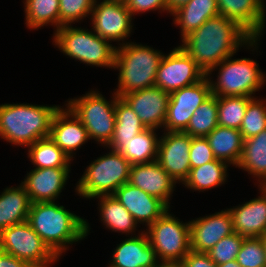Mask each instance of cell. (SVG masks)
<instances>
[{"instance_id":"83f0119b","label":"cell","mask_w":266,"mask_h":267,"mask_svg":"<svg viewBox=\"0 0 266 267\" xmlns=\"http://www.w3.org/2000/svg\"><path fill=\"white\" fill-rule=\"evenodd\" d=\"M206 138L216 159L237 166L240 161L244 139L240 130L217 126Z\"/></svg>"},{"instance_id":"7a4b0ae2","label":"cell","mask_w":266,"mask_h":267,"mask_svg":"<svg viewBox=\"0 0 266 267\" xmlns=\"http://www.w3.org/2000/svg\"><path fill=\"white\" fill-rule=\"evenodd\" d=\"M57 202L31 203L27 221L49 249L61 259L73 244L87 239L91 226L85 218Z\"/></svg>"},{"instance_id":"836d02e7","label":"cell","mask_w":266,"mask_h":267,"mask_svg":"<svg viewBox=\"0 0 266 267\" xmlns=\"http://www.w3.org/2000/svg\"><path fill=\"white\" fill-rule=\"evenodd\" d=\"M217 126V96L212 94L195 110L184 133L191 137H206Z\"/></svg>"},{"instance_id":"8d00e7d4","label":"cell","mask_w":266,"mask_h":267,"mask_svg":"<svg viewBox=\"0 0 266 267\" xmlns=\"http://www.w3.org/2000/svg\"><path fill=\"white\" fill-rule=\"evenodd\" d=\"M96 0H59V28L90 19Z\"/></svg>"},{"instance_id":"277c9868","label":"cell","mask_w":266,"mask_h":267,"mask_svg":"<svg viewBox=\"0 0 266 267\" xmlns=\"http://www.w3.org/2000/svg\"><path fill=\"white\" fill-rule=\"evenodd\" d=\"M164 54L159 49L134 41L116 47L113 69L119 73L114 93L122 97L155 86L157 70Z\"/></svg>"},{"instance_id":"f6af8a7d","label":"cell","mask_w":266,"mask_h":267,"mask_svg":"<svg viewBox=\"0 0 266 267\" xmlns=\"http://www.w3.org/2000/svg\"><path fill=\"white\" fill-rule=\"evenodd\" d=\"M155 267H183L181 262H158Z\"/></svg>"},{"instance_id":"f35d334b","label":"cell","mask_w":266,"mask_h":267,"mask_svg":"<svg viewBox=\"0 0 266 267\" xmlns=\"http://www.w3.org/2000/svg\"><path fill=\"white\" fill-rule=\"evenodd\" d=\"M244 238V236L234 232L222 238L207 254L217 265L236 260Z\"/></svg>"},{"instance_id":"ba28073f","label":"cell","mask_w":266,"mask_h":267,"mask_svg":"<svg viewBox=\"0 0 266 267\" xmlns=\"http://www.w3.org/2000/svg\"><path fill=\"white\" fill-rule=\"evenodd\" d=\"M99 90L92 89L80 97L69 98L65 105L82 122L90 140L106 146L113 136L116 113L115 102L118 97L114 91L110 99Z\"/></svg>"},{"instance_id":"d590c367","label":"cell","mask_w":266,"mask_h":267,"mask_svg":"<svg viewBox=\"0 0 266 267\" xmlns=\"http://www.w3.org/2000/svg\"><path fill=\"white\" fill-rule=\"evenodd\" d=\"M240 132L243 139H249L266 130V99L253 97L246 109Z\"/></svg>"},{"instance_id":"1f68e13d","label":"cell","mask_w":266,"mask_h":267,"mask_svg":"<svg viewBox=\"0 0 266 267\" xmlns=\"http://www.w3.org/2000/svg\"><path fill=\"white\" fill-rule=\"evenodd\" d=\"M26 149L28 161L34 168H71L72 161L50 136L39 139Z\"/></svg>"},{"instance_id":"603a6c76","label":"cell","mask_w":266,"mask_h":267,"mask_svg":"<svg viewBox=\"0 0 266 267\" xmlns=\"http://www.w3.org/2000/svg\"><path fill=\"white\" fill-rule=\"evenodd\" d=\"M116 244L106 267H155L158 259L145 231Z\"/></svg>"},{"instance_id":"3957f363","label":"cell","mask_w":266,"mask_h":267,"mask_svg":"<svg viewBox=\"0 0 266 267\" xmlns=\"http://www.w3.org/2000/svg\"><path fill=\"white\" fill-rule=\"evenodd\" d=\"M60 105L29 103L0 104V138L25 149L48 137L54 113Z\"/></svg>"},{"instance_id":"9c48e42d","label":"cell","mask_w":266,"mask_h":267,"mask_svg":"<svg viewBox=\"0 0 266 267\" xmlns=\"http://www.w3.org/2000/svg\"><path fill=\"white\" fill-rule=\"evenodd\" d=\"M167 210L144 231L159 262H181L191 250L190 223Z\"/></svg>"},{"instance_id":"e575fe53","label":"cell","mask_w":266,"mask_h":267,"mask_svg":"<svg viewBox=\"0 0 266 267\" xmlns=\"http://www.w3.org/2000/svg\"><path fill=\"white\" fill-rule=\"evenodd\" d=\"M251 99L247 96H217L218 125L239 130Z\"/></svg>"},{"instance_id":"ffe728a7","label":"cell","mask_w":266,"mask_h":267,"mask_svg":"<svg viewBox=\"0 0 266 267\" xmlns=\"http://www.w3.org/2000/svg\"><path fill=\"white\" fill-rule=\"evenodd\" d=\"M264 0H217L219 15L236 22L252 38H263L266 24Z\"/></svg>"},{"instance_id":"bcb514c9","label":"cell","mask_w":266,"mask_h":267,"mask_svg":"<svg viewBox=\"0 0 266 267\" xmlns=\"http://www.w3.org/2000/svg\"><path fill=\"white\" fill-rule=\"evenodd\" d=\"M218 267H242L236 260L218 265Z\"/></svg>"},{"instance_id":"f1b7e54d","label":"cell","mask_w":266,"mask_h":267,"mask_svg":"<svg viewBox=\"0 0 266 267\" xmlns=\"http://www.w3.org/2000/svg\"><path fill=\"white\" fill-rule=\"evenodd\" d=\"M160 130L146 128L129 141H122L117 150L131 165L156 161ZM157 132V133H156Z\"/></svg>"},{"instance_id":"5b68a950","label":"cell","mask_w":266,"mask_h":267,"mask_svg":"<svg viewBox=\"0 0 266 267\" xmlns=\"http://www.w3.org/2000/svg\"><path fill=\"white\" fill-rule=\"evenodd\" d=\"M52 34V44L70 59L91 67L113 69L116 45L91 28L64 25Z\"/></svg>"},{"instance_id":"d6a6232c","label":"cell","mask_w":266,"mask_h":267,"mask_svg":"<svg viewBox=\"0 0 266 267\" xmlns=\"http://www.w3.org/2000/svg\"><path fill=\"white\" fill-rule=\"evenodd\" d=\"M23 9L27 29L38 30L44 26L59 29V0H24Z\"/></svg>"},{"instance_id":"8992f818","label":"cell","mask_w":266,"mask_h":267,"mask_svg":"<svg viewBox=\"0 0 266 267\" xmlns=\"http://www.w3.org/2000/svg\"><path fill=\"white\" fill-rule=\"evenodd\" d=\"M234 56L235 54L224 59L206 73L212 94L257 97L255 93L266 85V73L262 72L256 60L245 57L234 59Z\"/></svg>"},{"instance_id":"ab89813d","label":"cell","mask_w":266,"mask_h":267,"mask_svg":"<svg viewBox=\"0 0 266 267\" xmlns=\"http://www.w3.org/2000/svg\"><path fill=\"white\" fill-rule=\"evenodd\" d=\"M189 157L191 168L216 160L206 137H192Z\"/></svg>"},{"instance_id":"44dd1931","label":"cell","mask_w":266,"mask_h":267,"mask_svg":"<svg viewBox=\"0 0 266 267\" xmlns=\"http://www.w3.org/2000/svg\"><path fill=\"white\" fill-rule=\"evenodd\" d=\"M128 183L159 198L172 208L170 201L177 183L157 161L131 165Z\"/></svg>"},{"instance_id":"7402d4cb","label":"cell","mask_w":266,"mask_h":267,"mask_svg":"<svg viewBox=\"0 0 266 267\" xmlns=\"http://www.w3.org/2000/svg\"><path fill=\"white\" fill-rule=\"evenodd\" d=\"M260 196L228 208L234 232L244 237H261L266 233V186H258Z\"/></svg>"},{"instance_id":"b9f144b4","label":"cell","mask_w":266,"mask_h":267,"mask_svg":"<svg viewBox=\"0 0 266 267\" xmlns=\"http://www.w3.org/2000/svg\"><path fill=\"white\" fill-rule=\"evenodd\" d=\"M183 267H218L207 253L190 250L181 261Z\"/></svg>"},{"instance_id":"e0dca14e","label":"cell","mask_w":266,"mask_h":267,"mask_svg":"<svg viewBox=\"0 0 266 267\" xmlns=\"http://www.w3.org/2000/svg\"><path fill=\"white\" fill-rule=\"evenodd\" d=\"M113 196L133 216L139 227L142 224L146 229L170 209L159 198L147 194L128 182L120 186Z\"/></svg>"},{"instance_id":"52a82bcc","label":"cell","mask_w":266,"mask_h":267,"mask_svg":"<svg viewBox=\"0 0 266 267\" xmlns=\"http://www.w3.org/2000/svg\"><path fill=\"white\" fill-rule=\"evenodd\" d=\"M108 150L87 165L74 188L78 196L91 201L99 196L113 195L129 181L130 162L118 151Z\"/></svg>"},{"instance_id":"d4e9b609","label":"cell","mask_w":266,"mask_h":267,"mask_svg":"<svg viewBox=\"0 0 266 267\" xmlns=\"http://www.w3.org/2000/svg\"><path fill=\"white\" fill-rule=\"evenodd\" d=\"M217 15H219L217 0H191L171 14L175 27L180 29L181 40L209 18Z\"/></svg>"},{"instance_id":"ee69618b","label":"cell","mask_w":266,"mask_h":267,"mask_svg":"<svg viewBox=\"0 0 266 267\" xmlns=\"http://www.w3.org/2000/svg\"><path fill=\"white\" fill-rule=\"evenodd\" d=\"M191 0H167L168 2V15H171L176 9L187 4Z\"/></svg>"},{"instance_id":"60d3db41","label":"cell","mask_w":266,"mask_h":267,"mask_svg":"<svg viewBox=\"0 0 266 267\" xmlns=\"http://www.w3.org/2000/svg\"><path fill=\"white\" fill-rule=\"evenodd\" d=\"M127 9L131 12L133 18L137 14H143L146 12L157 11L159 13L168 14V2L167 0H124Z\"/></svg>"},{"instance_id":"4fadbf2b","label":"cell","mask_w":266,"mask_h":267,"mask_svg":"<svg viewBox=\"0 0 266 267\" xmlns=\"http://www.w3.org/2000/svg\"><path fill=\"white\" fill-rule=\"evenodd\" d=\"M212 95L208 78L170 93L162 131L184 132L197 108Z\"/></svg>"},{"instance_id":"f546056e","label":"cell","mask_w":266,"mask_h":267,"mask_svg":"<svg viewBox=\"0 0 266 267\" xmlns=\"http://www.w3.org/2000/svg\"><path fill=\"white\" fill-rule=\"evenodd\" d=\"M230 165L221 160H213L202 166L191 168L183 187L193 192H204L223 186L228 182Z\"/></svg>"},{"instance_id":"30bf717a","label":"cell","mask_w":266,"mask_h":267,"mask_svg":"<svg viewBox=\"0 0 266 267\" xmlns=\"http://www.w3.org/2000/svg\"><path fill=\"white\" fill-rule=\"evenodd\" d=\"M0 250L27 262L32 267H51L60 260L28 221L14 224L0 233Z\"/></svg>"},{"instance_id":"7dc6e473","label":"cell","mask_w":266,"mask_h":267,"mask_svg":"<svg viewBox=\"0 0 266 267\" xmlns=\"http://www.w3.org/2000/svg\"><path fill=\"white\" fill-rule=\"evenodd\" d=\"M262 240H263V245L265 248V255H266V233L264 235L261 236Z\"/></svg>"},{"instance_id":"9a60e30c","label":"cell","mask_w":266,"mask_h":267,"mask_svg":"<svg viewBox=\"0 0 266 267\" xmlns=\"http://www.w3.org/2000/svg\"><path fill=\"white\" fill-rule=\"evenodd\" d=\"M205 215L189 221L190 247L194 252L207 253L222 238L234 233L232 216L228 208Z\"/></svg>"},{"instance_id":"d6986e66","label":"cell","mask_w":266,"mask_h":267,"mask_svg":"<svg viewBox=\"0 0 266 267\" xmlns=\"http://www.w3.org/2000/svg\"><path fill=\"white\" fill-rule=\"evenodd\" d=\"M49 136L71 161L76 151L90 141L82 122L65 104L54 113Z\"/></svg>"},{"instance_id":"2e32d148","label":"cell","mask_w":266,"mask_h":267,"mask_svg":"<svg viewBox=\"0 0 266 267\" xmlns=\"http://www.w3.org/2000/svg\"><path fill=\"white\" fill-rule=\"evenodd\" d=\"M122 98L131 106L145 128L163 129L170 93L152 86L125 94Z\"/></svg>"},{"instance_id":"cb8c5ba5","label":"cell","mask_w":266,"mask_h":267,"mask_svg":"<svg viewBox=\"0 0 266 267\" xmlns=\"http://www.w3.org/2000/svg\"><path fill=\"white\" fill-rule=\"evenodd\" d=\"M94 199H98V211L100 222L104 225L105 229H109L112 232L126 234L125 236H136L137 233H141L143 230H138L139 226L133 216L124 208V206L114 198L113 195L99 196ZM136 231H138L136 233Z\"/></svg>"},{"instance_id":"ac0fdd59","label":"cell","mask_w":266,"mask_h":267,"mask_svg":"<svg viewBox=\"0 0 266 267\" xmlns=\"http://www.w3.org/2000/svg\"><path fill=\"white\" fill-rule=\"evenodd\" d=\"M71 168H33L26 173L21 184L29 195L31 203L59 200Z\"/></svg>"},{"instance_id":"4316f807","label":"cell","mask_w":266,"mask_h":267,"mask_svg":"<svg viewBox=\"0 0 266 267\" xmlns=\"http://www.w3.org/2000/svg\"><path fill=\"white\" fill-rule=\"evenodd\" d=\"M236 168L247 172L252 179L255 178L254 185L266 186V130L244 140L242 155Z\"/></svg>"},{"instance_id":"74e56055","label":"cell","mask_w":266,"mask_h":267,"mask_svg":"<svg viewBox=\"0 0 266 267\" xmlns=\"http://www.w3.org/2000/svg\"><path fill=\"white\" fill-rule=\"evenodd\" d=\"M236 261L242 267H266V255L261 237H245Z\"/></svg>"},{"instance_id":"8fae6325","label":"cell","mask_w":266,"mask_h":267,"mask_svg":"<svg viewBox=\"0 0 266 267\" xmlns=\"http://www.w3.org/2000/svg\"><path fill=\"white\" fill-rule=\"evenodd\" d=\"M133 20L124 0H96L90 15L91 29L117 47L130 41Z\"/></svg>"},{"instance_id":"7bdbcfd3","label":"cell","mask_w":266,"mask_h":267,"mask_svg":"<svg viewBox=\"0 0 266 267\" xmlns=\"http://www.w3.org/2000/svg\"><path fill=\"white\" fill-rule=\"evenodd\" d=\"M0 267H32L27 262L0 250Z\"/></svg>"},{"instance_id":"484cf974","label":"cell","mask_w":266,"mask_h":267,"mask_svg":"<svg viewBox=\"0 0 266 267\" xmlns=\"http://www.w3.org/2000/svg\"><path fill=\"white\" fill-rule=\"evenodd\" d=\"M30 206L29 195L21 183L3 189L0 193V233L14 224L27 221Z\"/></svg>"},{"instance_id":"5bb4252c","label":"cell","mask_w":266,"mask_h":267,"mask_svg":"<svg viewBox=\"0 0 266 267\" xmlns=\"http://www.w3.org/2000/svg\"><path fill=\"white\" fill-rule=\"evenodd\" d=\"M163 132L156 161L177 183L183 184L190 173L189 151L192 137L184 132Z\"/></svg>"},{"instance_id":"6da1fadb","label":"cell","mask_w":266,"mask_h":267,"mask_svg":"<svg viewBox=\"0 0 266 267\" xmlns=\"http://www.w3.org/2000/svg\"><path fill=\"white\" fill-rule=\"evenodd\" d=\"M261 38H252L236 22L222 15L209 18L179 43L184 51L207 73L212 67L241 48L258 52Z\"/></svg>"},{"instance_id":"4dcf8cb0","label":"cell","mask_w":266,"mask_h":267,"mask_svg":"<svg viewBox=\"0 0 266 267\" xmlns=\"http://www.w3.org/2000/svg\"><path fill=\"white\" fill-rule=\"evenodd\" d=\"M115 113L116 121L113 136L111 141L103 148L117 151L122 146V141H129L146 128L131 106L122 97L116 98Z\"/></svg>"},{"instance_id":"7c38bea8","label":"cell","mask_w":266,"mask_h":267,"mask_svg":"<svg viewBox=\"0 0 266 267\" xmlns=\"http://www.w3.org/2000/svg\"><path fill=\"white\" fill-rule=\"evenodd\" d=\"M205 76L206 73L178 45L162 57L156 74L155 86L172 93L198 83Z\"/></svg>"}]
</instances>
